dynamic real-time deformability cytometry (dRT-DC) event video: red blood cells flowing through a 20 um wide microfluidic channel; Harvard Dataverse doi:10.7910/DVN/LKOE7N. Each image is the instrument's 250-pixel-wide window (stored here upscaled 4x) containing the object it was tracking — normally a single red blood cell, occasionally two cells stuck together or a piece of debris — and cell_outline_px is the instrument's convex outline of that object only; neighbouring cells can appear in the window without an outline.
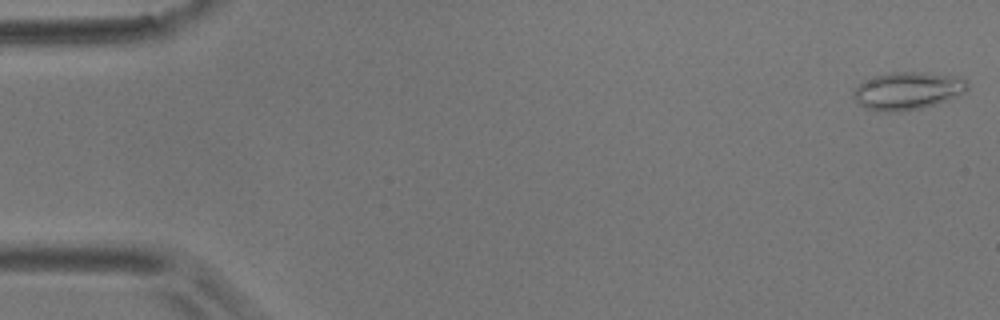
{"species": "common noctule bat (a hibernating species)", "species_latin": "Nyctalus noctula", "temperature_condition": "room temperature", "stored_images_in_passage": 54, "camera_frame_rate_fps": 3000, "um_per_image_px": 0.085, "animal": {"sex": "male", "body_mass_g": 17.9}, "frame": {"image": 1, "passage_image": 1, "time_ms": 0.0, "image_size_px": [1000, 320], "cell_outline_px": [[968, 88], [964, 92], [956, 96], [936, 104], [920, 108], [900, 112], [880, 112], [864, 108], [852, 96], [852, 92], [864, 80], [888, 72], [924, 72], [964, 76], [968, 80]], "centroid_in_image_um": [77.17, 7.71], "position_along_channel_um": 7.8, "area_um2": 25.37}}
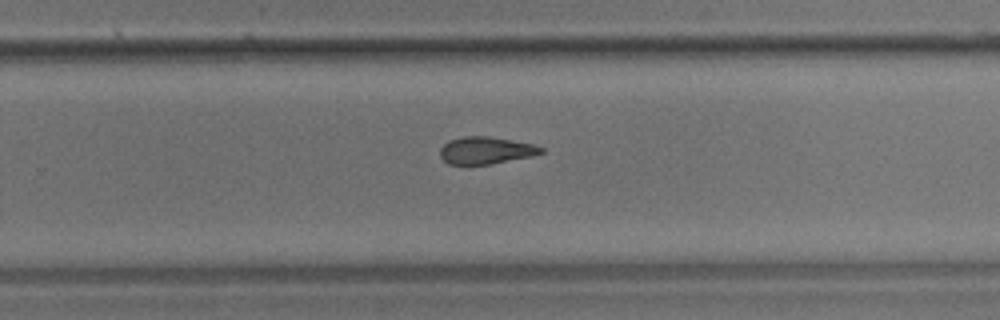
{"frame": {"image": 2, "passage_image": 35, "time_ms": 11.333, "image_size_px": [1000, 320], "cell_outline_px": [[544, 152], [532, 156], [492, 164], [468, 168], [448, 164], [440, 156], [440, 148], [448, 140], [460, 136], [488, 136], [532, 144], [544, 148]], "centroid_in_image_um": [41.22, 12.83], "position_along_channel_um": 288.6, "area_um2": 16.65}}
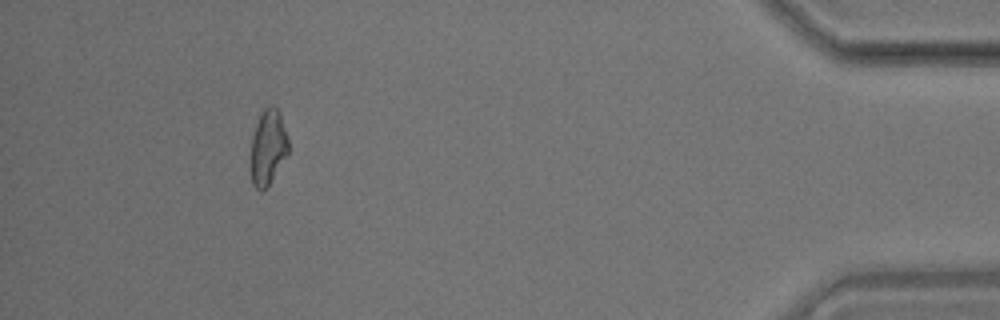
{"frame": {"image": 3, "passage_image": 50, "time_ms": 16.333, "image_size_px": [1000, 320], "cell_outline_px": [[288, 156], [268, 184], [260, 192], [252, 184], [248, 168], [252, 136], [260, 112], [264, 108], [272, 104], [280, 112], [288, 136]], "centroid_in_image_um": [22.75, 12.52], "position_along_channel_um": 412.5, "area_um2": 17.11}, "authors_computed_cell_mechanics": {"area_um2": 17.1377, "velocity_mm_per_s": 3.6784, "shape_relaxation_time_tau1_ms": null, "shape_relaxation_time_tau2_ms": 5.1864, "deformation_change_tau1": null, "deformation_change_tau2": 0.1376}}